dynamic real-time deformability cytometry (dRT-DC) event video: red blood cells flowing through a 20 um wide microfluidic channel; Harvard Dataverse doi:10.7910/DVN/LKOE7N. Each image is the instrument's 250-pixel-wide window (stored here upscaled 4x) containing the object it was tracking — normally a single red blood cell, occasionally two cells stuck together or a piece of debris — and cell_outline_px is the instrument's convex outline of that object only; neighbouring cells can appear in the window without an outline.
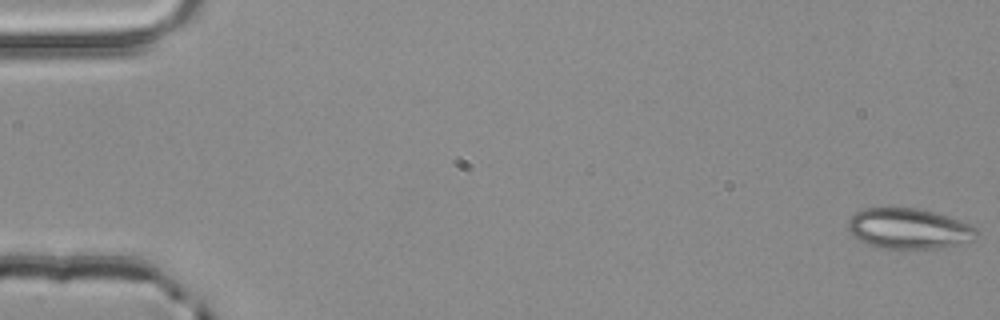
{"species": "common noctule bat (a hibernating species)", "species_latin": "Nyctalus noctula", "temperature_condition": "room temperature", "stored_images_in_passage": 5, "camera_frame_rate_fps": 3000, "um_per_image_px": 0.085, "animal": {"sex": "male", "body_mass_g": 20.4}, "frame": {"image": 1, "passage_image": 1, "time_ms": 0.0, "image_size_px": [1000, 320], "cell_outline_px": [[976, 232], [972, 240], [956, 244], [936, 248], [904, 252], [900, 252], [876, 248], [860, 240], [848, 228], [848, 220], [856, 212], [864, 208], [916, 208], [932, 212], [968, 224], [976, 228]], "centroid_in_image_um": [77.18, 19.48], "position_along_channel_um": 7.8, "area_um2": 30.46}}